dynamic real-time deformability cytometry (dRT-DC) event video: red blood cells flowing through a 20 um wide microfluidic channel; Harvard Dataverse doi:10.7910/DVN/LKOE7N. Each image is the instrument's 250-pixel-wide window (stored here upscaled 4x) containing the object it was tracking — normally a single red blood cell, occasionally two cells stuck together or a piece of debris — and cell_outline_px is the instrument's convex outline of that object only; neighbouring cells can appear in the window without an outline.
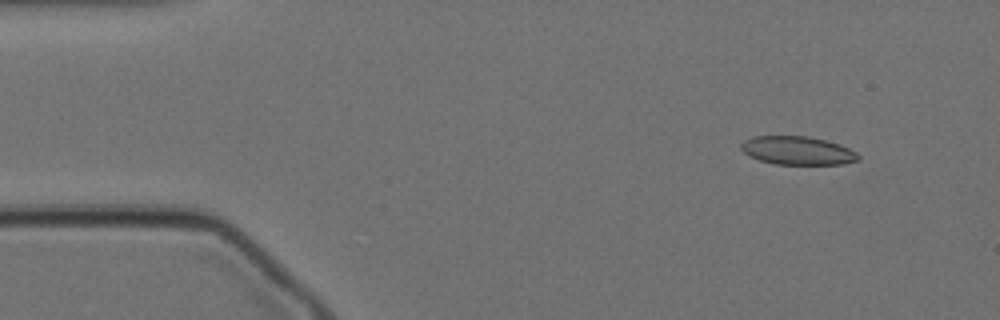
{"species": "Egyptian fruit bat (a non-hibernating species)", "species_latin": "Rousettus aegyptiacus", "temperature_condition": "cold", "stored_images_in_passage": 56, "camera_frame_rate_fps": 3000, "um_per_image_px": 0.085, "animal": {"sex": "female"}, "frame": {"image": 1, "passage_image": 4, "time_ms": 1.0, "image_size_px": [1000, 320], "cell_outline_px": [[860, 160], [844, 164], [776, 164], [760, 160], [748, 156], [740, 148], [740, 144], [744, 140], [752, 136], [808, 136], [840, 144], [856, 152], [860, 156]], "centroid_in_image_um": [67.78, 12.79], "position_along_channel_um": 17.2, "area_um2": 19.48}}
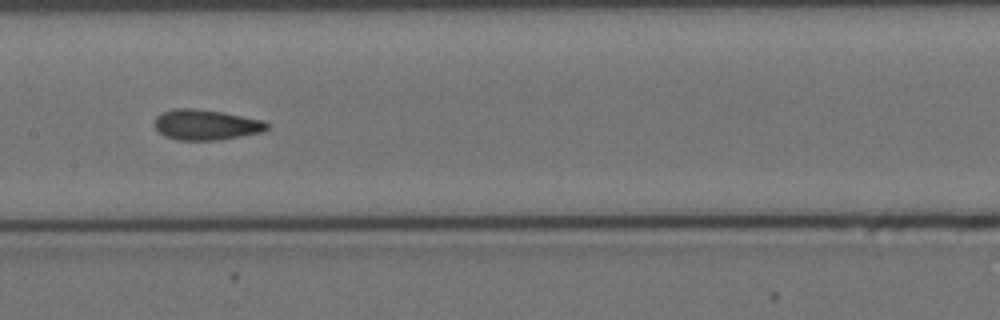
{"frame": {"image": 2, "passage_image": 26, "time_ms": 8.333, "image_size_px": [1000, 320], "cell_outline_px": [[268, 128], [264, 132], [220, 140], [176, 140], [164, 136], [156, 128], [156, 116], [160, 112], [176, 108], [196, 108], [224, 112], [264, 120], [268, 124]], "centroid_in_image_um": [17.53, 10.6], "position_along_channel_um": 189.9, "area_um2": 20.17}}
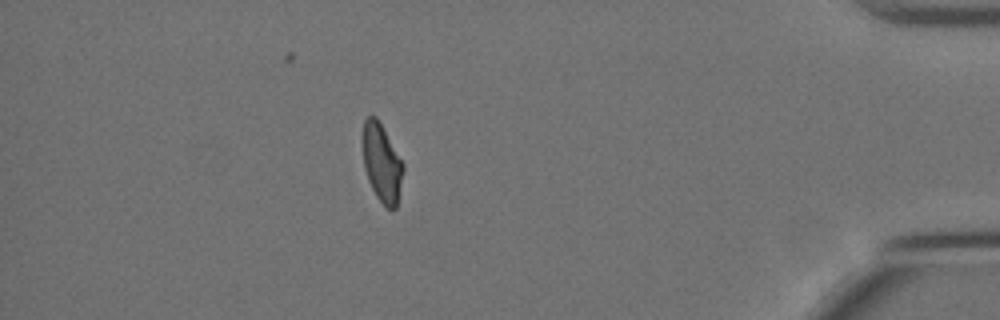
{"frame": {"image": 3, "passage_image": 49, "time_ms": 16.0, "image_size_px": [1000, 320], "cell_outline_px": [[404, 172], [396, 208], [392, 212], [384, 208], [376, 196], [368, 180], [364, 168], [360, 140], [364, 120], [368, 116], [376, 116], [404, 164]], "centroid_in_image_um": [32.42, 13.88], "position_along_channel_um": 402.8, "area_um2": 19.02}, "authors_computed_cell_mechanics": {"area_um2": 19.7676, "velocity_mm_per_s": 3.4448, "shape_relaxation_time_tau1_ms": 8.8132, "shape_relaxation_time_tau2_ms": 1.9191, "deformation_change_tau1": 0.1995, "deformation_change_tau2": 0.0947}}